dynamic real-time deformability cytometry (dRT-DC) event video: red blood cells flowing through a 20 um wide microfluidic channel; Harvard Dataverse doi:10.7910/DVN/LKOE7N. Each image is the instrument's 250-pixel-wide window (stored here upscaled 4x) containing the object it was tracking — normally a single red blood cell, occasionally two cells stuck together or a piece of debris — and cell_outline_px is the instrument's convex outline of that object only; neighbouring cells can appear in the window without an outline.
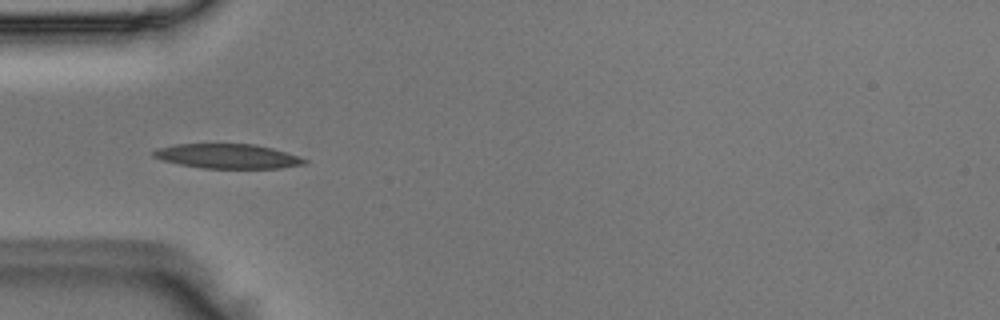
{"species": "Egyptian fruit bat (a non-hibernating species)", "species_latin": "Rousettus aegyptiacus", "temperature_condition": "room temperature", "stored_images_in_passage": 9, "camera_frame_rate_fps": 3000, "um_per_image_px": 0.085, "animal": {"sex": "male"}, "frame": {"image": 1, "passage_image": 4, "time_ms": 1.0, "image_size_px": [1000, 320], "cell_outline_px": [[308, 160], [304, 164], [280, 168], [204, 168], [180, 164], [164, 160], [152, 156], [152, 152], [156, 148], [176, 144], [256, 144], [272, 148]], "centroid_in_image_um": [19.31, 13.27], "position_along_channel_um": 65.7, "area_um2": 21.33}}
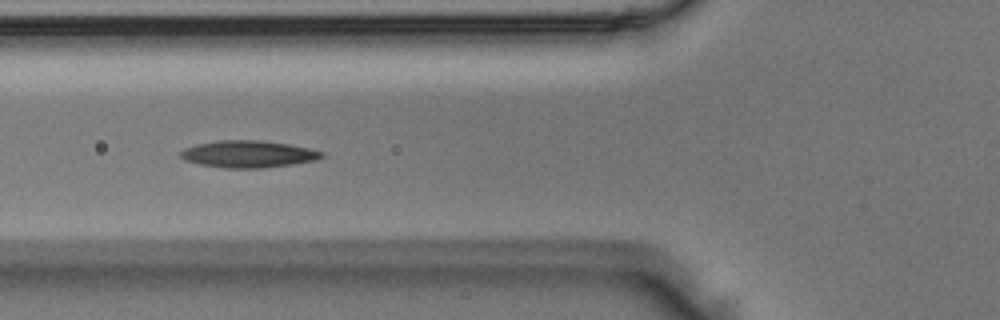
{"frame": {"image": 2, "passage_image": 7, "time_ms": 2.0, "image_size_px": [1000, 320], "cell_outline_px": [[324, 156], [316, 160], [292, 164], [264, 168], [224, 168], [200, 164], [184, 160], [180, 156], [180, 152], [184, 148], [196, 144], [216, 140], [260, 140], [288, 144], [308, 148], [324, 152]], "centroid_in_image_um": [21.08, 13.09], "position_along_channel_um": 104.7, "area_um2": 22.25}}